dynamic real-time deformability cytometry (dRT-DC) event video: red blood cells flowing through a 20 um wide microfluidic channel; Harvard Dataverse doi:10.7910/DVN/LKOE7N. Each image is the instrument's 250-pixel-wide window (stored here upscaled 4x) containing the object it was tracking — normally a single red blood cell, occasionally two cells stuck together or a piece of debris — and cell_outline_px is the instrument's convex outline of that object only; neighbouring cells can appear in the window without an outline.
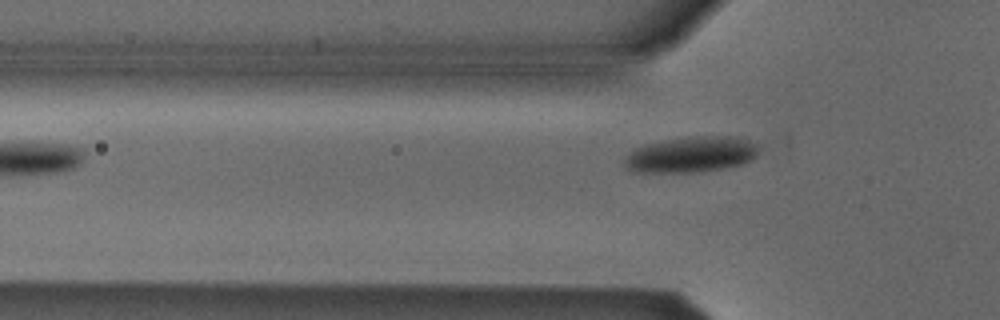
{"species": "Egyptian fruit bat (a non-hibernating species)", "species_latin": "Rousettus aegyptiacus", "temperature_condition": "cold", "stored_images_in_passage": 3, "segment_of_instrument_passage": [2, 2], "camera_frame_rate_fps": 3000, "um_per_image_px": 0.085, "animal": {"sex": "male"}, "frame": {"image": 1, "passage_image": 3, "time_ms": 0.667, "image_size_px": [1000, 320], "cell_outline_px": [[760, 148], [756, 156], [752, 160], [744, 164], [724, 168], [700, 172], [632, 172], [624, 164], [624, 156], [636, 148], [644, 144], [692, 136], [740, 136], [756, 140], [760, 144]], "centroid_in_image_um": [58.85, 13.12], "position_along_channel_um": 67.0, "area_um2": 28.61}}